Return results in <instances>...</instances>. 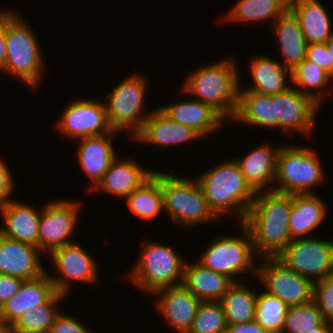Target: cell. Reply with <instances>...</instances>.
<instances>
[{
    "mask_svg": "<svg viewBox=\"0 0 333 333\" xmlns=\"http://www.w3.org/2000/svg\"><path fill=\"white\" fill-rule=\"evenodd\" d=\"M291 194L258 192L243 224L248 228L259 258L277 257L292 241L290 234Z\"/></svg>",
    "mask_w": 333,
    "mask_h": 333,
    "instance_id": "cell-1",
    "label": "cell"
},
{
    "mask_svg": "<svg viewBox=\"0 0 333 333\" xmlns=\"http://www.w3.org/2000/svg\"><path fill=\"white\" fill-rule=\"evenodd\" d=\"M235 59H221L190 72L182 83L184 94L210 105L225 120L233 119L242 86Z\"/></svg>",
    "mask_w": 333,
    "mask_h": 333,
    "instance_id": "cell-2",
    "label": "cell"
},
{
    "mask_svg": "<svg viewBox=\"0 0 333 333\" xmlns=\"http://www.w3.org/2000/svg\"><path fill=\"white\" fill-rule=\"evenodd\" d=\"M195 179L203 191L208 207L219 221L230 215V212H236L239 222H244L256 193L247 184L234 158L220 162Z\"/></svg>",
    "mask_w": 333,
    "mask_h": 333,
    "instance_id": "cell-3",
    "label": "cell"
},
{
    "mask_svg": "<svg viewBox=\"0 0 333 333\" xmlns=\"http://www.w3.org/2000/svg\"><path fill=\"white\" fill-rule=\"evenodd\" d=\"M133 268L124 276L139 291L152 295L157 290L182 284L185 259L169 245L144 240Z\"/></svg>",
    "mask_w": 333,
    "mask_h": 333,
    "instance_id": "cell-4",
    "label": "cell"
},
{
    "mask_svg": "<svg viewBox=\"0 0 333 333\" xmlns=\"http://www.w3.org/2000/svg\"><path fill=\"white\" fill-rule=\"evenodd\" d=\"M30 27L18 14L8 22L5 37L6 61L1 73L17 77L31 89H37L46 68L39 39Z\"/></svg>",
    "mask_w": 333,
    "mask_h": 333,
    "instance_id": "cell-5",
    "label": "cell"
},
{
    "mask_svg": "<svg viewBox=\"0 0 333 333\" xmlns=\"http://www.w3.org/2000/svg\"><path fill=\"white\" fill-rule=\"evenodd\" d=\"M173 174V170L161 172L163 211L172 222L188 229L204 222L218 221L208 207L198 181Z\"/></svg>",
    "mask_w": 333,
    "mask_h": 333,
    "instance_id": "cell-6",
    "label": "cell"
},
{
    "mask_svg": "<svg viewBox=\"0 0 333 333\" xmlns=\"http://www.w3.org/2000/svg\"><path fill=\"white\" fill-rule=\"evenodd\" d=\"M316 151L301 145H282L277 155L273 191L284 194H309L322 184L324 170Z\"/></svg>",
    "mask_w": 333,
    "mask_h": 333,
    "instance_id": "cell-7",
    "label": "cell"
},
{
    "mask_svg": "<svg viewBox=\"0 0 333 333\" xmlns=\"http://www.w3.org/2000/svg\"><path fill=\"white\" fill-rule=\"evenodd\" d=\"M239 225V229L243 232L241 236H232L227 233L215 237L205 249L206 251H203L201 257L197 259L204 267L226 275L233 282H241L243 275L240 280L235 278L240 273L249 272L256 276L257 265L255 266V263L256 259H259L254 251L248 228L243 223Z\"/></svg>",
    "mask_w": 333,
    "mask_h": 333,
    "instance_id": "cell-8",
    "label": "cell"
},
{
    "mask_svg": "<svg viewBox=\"0 0 333 333\" xmlns=\"http://www.w3.org/2000/svg\"><path fill=\"white\" fill-rule=\"evenodd\" d=\"M144 77L131 74L119 82L106 96V112L111 128L118 132L131 130L132 138L142 129L144 121L152 113L145 110V94L148 83ZM144 111V112H143Z\"/></svg>",
    "mask_w": 333,
    "mask_h": 333,
    "instance_id": "cell-9",
    "label": "cell"
},
{
    "mask_svg": "<svg viewBox=\"0 0 333 333\" xmlns=\"http://www.w3.org/2000/svg\"><path fill=\"white\" fill-rule=\"evenodd\" d=\"M288 268L312 282L333 275V241L321 237L293 239L277 256Z\"/></svg>",
    "mask_w": 333,
    "mask_h": 333,
    "instance_id": "cell-10",
    "label": "cell"
},
{
    "mask_svg": "<svg viewBox=\"0 0 333 333\" xmlns=\"http://www.w3.org/2000/svg\"><path fill=\"white\" fill-rule=\"evenodd\" d=\"M257 264L259 283L264 291L278 297L288 307L312 301L313 282L288 268L277 257L259 258Z\"/></svg>",
    "mask_w": 333,
    "mask_h": 333,
    "instance_id": "cell-11",
    "label": "cell"
},
{
    "mask_svg": "<svg viewBox=\"0 0 333 333\" xmlns=\"http://www.w3.org/2000/svg\"><path fill=\"white\" fill-rule=\"evenodd\" d=\"M52 201L41 209L38 231V248L46 255L53 249L74 243L71 237L82 208L78 201Z\"/></svg>",
    "mask_w": 333,
    "mask_h": 333,
    "instance_id": "cell-12",
    "label": "cell"
},
{
    "mask_svg": "<svg viewBox=\"0 0 333 333\" xmlns=\"http://www.w3.org/2000/svg\"><path fill=\"white\" fill-rule=\"evenodd\" d=\"M48 256L55 267V274H49V278L54 284L56 292L68 295L71 283L84 282L87 284H98V264L93 256L79 246L78 243H72L53 249Z\"/></svg>",
    "mask_w": 333,
    "mask_h": 333,
    "instance_id": "cell-13",
    "label": "cell"
},
{
    "mask_svg": "<svg viewBox=\"0 0 333 333\" xmlns=\"http://www.w3.org/2000/svg\"><path fill=\"white\" fill-rule=\"evenodd\" d=\"M101 102L80 98L68 103L57 123L59 131L73 140L111 133L105 101Z\"/></svg>",
    "mask_w": 333,
    "mask_h": 333,
    "instance_id": "cell-14",
    "label": "cell"
},
{
    "mask_svg": "<svg viewBox=\"0 0 333 333\" xmlns=\"http://www.w3.org/2000/svg\"><path fill=\"white\" fill-rule=\"evenodd\" d=\"M272 98L276 110V128L289 136L297 131L309 140L320 106L292 86L285 92L272 95Z\"/></svg>",
    "mask_w": 333,
    "mask_h": 333,
    "instance_id": "cell-15",
    "label": "cell"
},
{
    "mask_svg": "<svg viewBox=\"0 0 333 333\" xmlns=\"http://www.w3.org/2000/svg\"><path fill=\"white\" fill-rule=\"evenodd\" d=\"M38 247L19 242L0 234V274L21 278L36 279L46 273L41 262Z\"/></svg>",
    "mask_w": 333,
    "mask_h": 333,
    "instance_id": "cell-16",
    "label": "cell"
},
{
    "mask_svg": "<svg viewBox=\"0 0 333 333\" xmlns=\"http://www.w3.org/2000/svg\"><path fill=\"white\" fill-rule=\"evenodd\" d=\"M153 295L154 305L166 324L179 333H188L191 329L197 308L201 301L183 284L162 288Z\"/></svg>",
    "mask_w": 333,
    "mask_h": 333,
    "instance_id": "cell-17",
    "label": "cell"
},
{
    "mask_svg": "<svg viewBox=\"0 0 333 333\" xmlns=\"http://www.w3.org/2000/svg\"><path fill=\"white\" fill-rule=\"evenodd\" d=\"M118 131L113 130L109 134L91 136L77 139L79 145L77 149V159L79 166L90 178V188L92 191L102 180L104 174L109 169L115 159L116 152L112 145V140Z\"/></svg>",
    "mask_w": 333,
    "mask_h": 333,
    "instance_id": "cell-18",
    "label": "cell"
},
{
    "mask_svg": "<svg viewBox=\"0 0 333 333\" xmlns=\"http://www.w3.org/2000/svg\"><path fill=\"white\" fill-rule=\"evenodd\" d=\"M198 138L201 136L191 127L170 119L158 108L146 118L142 129L132 139L156 144L165 150L176 144L194 142Z\"/></svg>",
    "mask_w": 333,
    "mask_h": 333,
    "instance_id": "cell-19",
    "label": "cell"
},
{
    "mask_svg": "<svg viewBox=\"0 0 333 333\" xmlns=\"http://www.w3.org/2000/svg\"><path fill=\"white\" fill-rule=\"evenodd\" d=\"M20 200H11L0 209L3 223L0 234L38 247L40 213L36 207Z\"/></svg>",
    "mask_w": 333,
    "mask_h": 333,
    "instance_id": "cell-20",
    "label": "cell"
},
{
    "mask_svg": "<svg viewBox=\"0 0 333 333\" xmlns=\"http://www.w3.org/2000/svg\"><path fill=\"white\" fill-rule=\"evenodd\" d=\"M279 149L280 146H275L274 148L269 143H263L257 148L252 149L245 157L234 158L247 184L255 193L273 191V186L269 184L273 183L276 179Z\"/></svg>",
    "mask_w": 333,
    "mask_h": 333,
    "instance_id": "cell-21",
    "label": "cell"
},
{
    "mask_svg": "<svg viewBox=\"0 0 333 333\" xmlns=\"http://www.w3.org/2000/svg\"><path fill=\"white\" fill-rule=\"evenodd\" d=\"M159 109L170 119L191 127L202 138L211 135L225 122L210 105L196 99L164 105Z\"/></svg>",
    "mask_w": 333,
    "mask_h": 333,
    "instance_id": "cell-22",
    "label": "cell"
},
{
    "mask_svg": "<svg viewBox=\"0 0 333 333\" xmlns=\"http://www.w3.org/2000/svg\"><path fill=\"white\" fill-rule=\"evenodd\" d=\"M55 293L47 272L36 279L24 280L18 292L0 308V318L13 325L25 312L46 303Z\"/></svg>",
    "mask_w": 333,
    "mask_h": 333,
    "instance_id": "cell-23",
    "label": "cell"
},
{
    "mask_svg": "<svg viewBox=\"0 0 333 333\" xmlns=\"http://www.w3.org/2000/svg\"><path fill=\"white\" fill-rule=\"evenodd\" d=\"M117 157L92 192L98 189L107 195L124 199L154 172L140 167L136 160Z\"/></svg>",
    "mask_w": 333,
    "mask_h": 333,
    "instance_id": "cell-24",
    "label": "cell"
},
{
    "mask_svg": "<svg viewBox=\"0 0 333 333\" xmlns=\"http://www.w3.org/2000/svg\"><path fill=\"white\" fill-rule=\"evenodd\" d=\"M276 34L280 54L283 57L281 64L293 70L306 59L308 42L303 35L298 17L288 7L272 24Z\"/></svg>",
    "mask_w": 333,
    "mask_h": 333,
    "instance_id": "cell-25",
    "label": "cell"
},
{
    "mask_svg": "<svg viewBox=\"0 0 333 333\" xmlns=\"http://www.w3.org/2000/svg\"><path fill=\"white\" fill-rule=\"evenodd\" d=\"M327 204L316 193L291 194V239L308 238L326 218Z\"/></svg>",
    "mask_w": 333,
    "mask_h": 333,
    "instance_id": "cell-26",
    "label": "cell"
},
{
    "mask_svg": "<svg viewBox=\"0 0 333 333\" xmlns=\"http://www.w3.org/2000/svg\"><path fill=\"white\" fill-rule=\"evenodd\" d=\"M249 72L252 75L251 86L240 90H251L261 94L274 95L285 92L291 85V70L284 67L280 61L264 55H254L249 58Z\"/></svg>",
    "mask_w": 333,
    "mask_h": 333,
    "instance_id": "cell-27",
    "label": "cell"
},
{
    "mask_svg": "<svg viewBox=\"0 0 333 333\" xmlns=\"http://www.w3.org/2000/svg\"><path fill=\"white\" fill-rule=\"evenodd\" d=\"M233 283L226 275L214 272L198 261L185 263L182 284L201 302L221 301Z\"/></svg>",
    "mask_w": 333,
    "mask_h": 333,
    "instance_id": "cell-28",
    "label": "cell"
},
{
    "mask_svg": "<svg viewBox=\"0 0 333 333\" xmlns=\"http://www.w3.org/2000/svg\"><path fill=\"white\" fill-rule=\"evenodd\" d=\"M289 8L298 17L309 44L325 43L332 37L331 18L320 0H289Z\"/></svg>",
    "mask_w": 333,
    "mask_h": 333,
    "instance_id": "cell-29",
    "label": "cell"
},
{
    "mask_svg": "<svg viewBox=\"0 0 333 333\" xmlns=\"http://www.w3.org/2000/svg\"><path fill=\"white\" fill-rule=\"evenodd\" d=\"M232 120L259 128L275 129L276 110L272 95L240 90L238 107Z\"/></svg>",
    "mask_w": 333,
    "mask_h": 333,
    "instance_id": "cell-30",
    "label": "cell"
},
{
    "mask_svg": "<svg viewBox=\"0 0 333 333\" xmlns=\"http://www.w3.org/2000/svg\"><path fill=\"white\" fill-rule=\"evenodd\" d=\"M124 200L126 207L140 219L152 220L163 212L161 172H154Z\"/></svg>",
    "mask_w": 333,
    "mask_h": 333,
    "instance_id": "cell-31",
    "label": "cell"
},
{
    "mask_svg": "<svg viewBox=\"0 0 333 333\" xmlns=\"http://www.w3.org/2000/svg\"><path fill=\"white\" fill-rule=\"evenodd\" d=\"M234 282L223 295L221 303L224 309L227 326L247 323L255 320L256 298L255 293L246 282ZM249 286V287H248Z\"/></svg>",
    "mask_w": 333,
    "mask_h": 333,
    "instance_id": "cell-32",
    "label": "cell"
},
{
    "mask_svg": "<svg viewBox=\"0 0 333 333\" xmlns=\"http://www.w3.org/2000/svg\"><path fill=\"white\" fill-rule=\"evenodd\" d=\"M331 81L333 78L330 74L307 59H304L291 71V83L295 85L292 87L311 98L320 107L327 97L326 94L330 95L331 90H333L329 88L324 93L325 88L330 87Z\"/></svg>",
    "mask_w": 333,
    "mask_h": 333,
    "instance_id": "cell-33",
    "label": "cell"
},
{
    "mask_svg": "<svg viewBox=\"0 0 333 333\" xmlns=\"http://www.w3.org/2000/svg\"><path fill=\"white\" fill-rule=\"evenodd\" d=\"M224 16L232 22L274 21L289 7V0H239Z\"/></svg>",
    "mask_w": 333,
    "mask_h": 333,
    "instance_id": "cell-34",
    "label": "cell"
},
{
    "mask_svg": "<svg viewBox=\"0 0 333 333\" xmlns=\"http://www.w3.org/2000/svg\"><path fill=\"white\" fill-rule=\"evenodd\" d=\"M66 295L56 292L46 303L25 312L14 324V333H49L58 310L59 301Z\"/></svg>",
    "mask_w": 333,
    "mask_h": 333,
    "instance_id": "cell-35",
    "label": "cell"
},
{
    "mask_svg": "<svg viewBox=\"0 0 333 333\" xmlns=\"http://www.w3.org/2000/svg\"><path fill=\"white\" fill-rule=\"evenodd\" d=\"M288 306L266 291L256 298L255 321L269 333H282Z\"/></svg>",
    "mask_w": 333,
    "mask_h": 333,
    "instance_id": "cell-36",
    "label": "cell"
},
{
    "mask_svg": "<svg viewBox=\"0 0 333 333\" xmlns=\"http://www.w3.org/2000/svg\"><path fill=\"white\" fill-rule=\"evenodd\" d=\"M227 322L220 301L201 302L188 333H225Z\"/></svg>",
    "mask_w": 333,
    "mask_h": 333,
    "instance_id": "cell-37",
    "label": "cell"
},
{
    "mask_svg": "<svg viewBox=\"0 0 333 333\" xmlns=\"http://www.w3.org/2000/svg\"><path fill=\"white\" fill-rule=\"evenodd\" d=\"M324 321L315 303L289 306L282 333H307Z\"/></svg>",
    "mask_w": 333,
    "mask_h": 333,
    "instance_id": "cell-38",
    "label": "cell"
},
{
    "mask_svg": "<svg viewBox=\"0 0 333 333\" xmlns=\"http://www.w3.org/2000/svg\"><path fill=\"white\" fill-rule=\"evenodd\" d=\"M312 301L325 321L333 320V275L313 282Z\"/></svg>",
    "mask_w": 333,
    "mask_h": 333,
    "instance_id": "cell-39",
    "label": "cell"
},
{
    "mask_svg": "<svg viewBox=\"0 0 333 333\" xmlns=\"http://www.w3.org/2000/svg\"><path fill=\"white\" fill-rule=\"evenodd\" d=\"M49 333H92L88 327L81 324L74 316L59 312L50 328Z\"/></svg>",
    "mask_w": 333,
    "mask_h": 333,
    "instance_id": "cell-40",
    "label": "cell"
},
{
    "mask_svg": "<svg viewBox=\"0 0 333 333\" xmlns=\"http://www.w3.org/2000/svg\"><path fill=\"white\" fill-rule=\"evenodd\" d=\"M0 158V209L9 201L14 200L12 194L14 192L15 183L8 164ZM11 195V196H10Z\"/></svg>",
    "mask_w": 333,
    "mask_h": 333,
    "instance_id": "cell-41",
    "label": "cell"
},
{
    "mask_svg": "<svg viewBox=\"0 0 333 333\" xmlns=\"http://www.w3.org/2000/svg\"><path fill=\"white\" fill-rule=\"evenodd\" d=\"M330 53L325 43L308 44L306 59L330 74Z\"/></svg>",
    "mask_w": 333,
    "mask_h": 333,
    "instance_id": "cell-42",
    "label": "cell"
},
{
    "mask_svg": "<svg viewBox=\"0 0 333 333\" xmlns=\"http://www.w3.org/2000/svg\"><path fill=\"white\" fill-rule=\"evenodd\" d=\"M23 281L18 277L0 274V308L18 292Z\"/></svg>",
    "mask_w": 333,
    "mask_h": 333,
    "instance_id": "cell-43",
    "label": "cell"
},
{
    "mask_svg": "<svg viewBox=\"0 0 333 333\" xmlns=\"http://www.w3.org/2000/svg\"><path fill=\"white\" fill-rule=\"evenodd\" d=\"M16 15L14 11H5L0 9V71L4 68L6 61L5 37L8 22Z\"/></svg>",
    "mask_w": 333,
    "mask_h": 333,
    "instance_id": "cell-44",
    "label": "cell"
},
{
    "mask_svg": "<svg viewBox=\"0 0 333 333\" xmlns=\"http://www.w3.org/2000/svg\"><path fill=\"white\" fill-rule=\"evenodd\" d=\"M225 333H269L264 330L255 320L227 326Z\"/></svg>",
    "mask_w": 333,
    "mask_h": 333,
    "instance_id": "cell-45",
    "label": "cell"
},
{
    "mask_svg": "<svg viewBox=\"0 0 333 333\" xmlns=\"http://www.w3.org/2000/svg\"><path fill=\"white\" fill-rule=\"evenodd\" d=\"M307 333H332L330 322L324 320L320 325H318L317 327L312 328Z\"/></svg>",
    "mask_w": 333,
    "mask_h": 333,
    "instance_id": "cell-46",
    "label": "cell"
},
{
    "mask_svg": "<svg viewBox=\"0 0 333 333\" xmlns=\"http://www.w3.org/2000/svg\"><path fill=\"white\" fill-rule=\"evenodd\" d=\"M326 46L330 53V75L333 78V35L332 37L326 42ZM333 86H331L332 88Z\"/></svg>",
    "mask_w": 333,
    "mask_h": 333,
    "instance_id": "cell-47",
    "label": "cell"
},
{
    "mask_svg": "<svg viewBox=\"0 0 333 333\" xmlns=\"http://www.w3.org/2000/svg\"><path fill=\"white\" fill-rule=\"evenodd\" d=\"M0 333H14L13 325L0 318Z\"/></svg>",
    "mask_w": 333,
    "mask_h": 333,
    "instance_id": "cell-48",
    "label": "cell"
},
{
    "mask_svg": "<svg viewBox=\"0 0 333 333\" xmlns=\"http://www.w3.org/2000/svg\"><path fill=\"white\" fill-rule=\"evenodd\" d=\"M330 325H331V332L333 333V320L330 321Z\"/></svg>",
    "mask_w": 333,
    "mask_h": 333,
    "instance_id": "cell-49",
    "label": "cell"
}]
</instances>
